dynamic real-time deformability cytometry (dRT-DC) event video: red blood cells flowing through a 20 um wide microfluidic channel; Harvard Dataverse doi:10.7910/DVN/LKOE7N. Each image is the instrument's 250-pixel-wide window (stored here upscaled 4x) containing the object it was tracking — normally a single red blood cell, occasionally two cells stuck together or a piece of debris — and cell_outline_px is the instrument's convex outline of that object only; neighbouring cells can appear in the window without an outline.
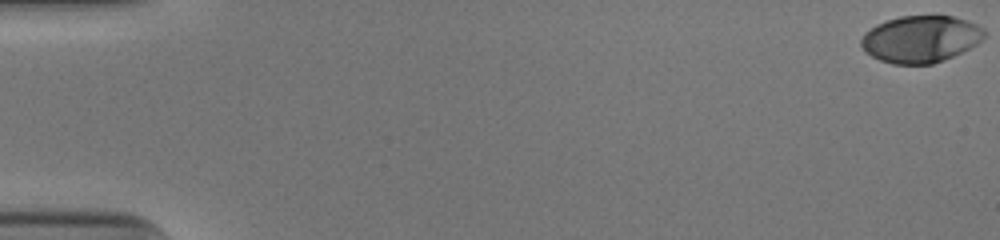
{"species": "human", "species_latin": "Homo sapiens", "temperature_condition": "cold", "stored_images_in_passage": 45, "camera_frame_rate_fps": 3000, "um_per_image_px": 0.085, "donor": {"sex": "male"}, "frame": {"image": 1, "passage_image": 1, "time_ms": 0.0, "image_size_px": [1000, 240], "cell_outline_px": [[984, 36], [980, 40], [968, 48], [952, 56], [932, 64], [892, 64], [880, 60], [872, 56], [860, 44], [860, 40], [864, 32], [876, 24], [900, 16], [952, 16], [968, 20], [984, 28]], "centroid_in_image_um": [78.23, 3.31], "position_along_channel_um": 6.8, "area_um2": 33.35}}
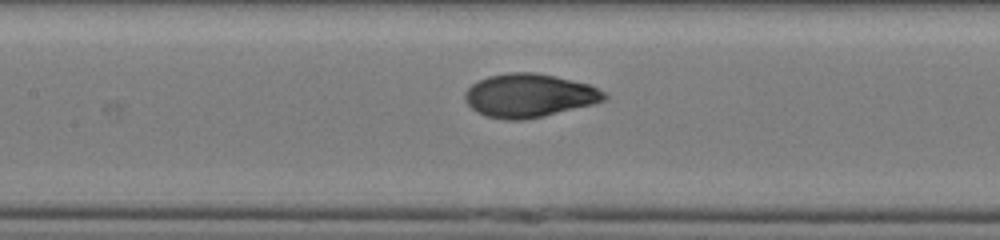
{"frame": {"image": 2, "passage_image": 26, "time_ms": 8.333, "image_size_px": [1000, 240], "cell_outline_px": [[608, 96], [604, 100], [592, 104], [544, 116], [524, 120], [504, 120], [484, 116], [476, 112], [464, 100], [464, 92], [472, 84], [488, 76], [508, 72], [536, 72], [556, 76], [588, 84], [604, 92]], "centroid_in_image_um": [44.94, 8.12], "position_along_channel_um": 162.5, "area_um2": 35.37}}
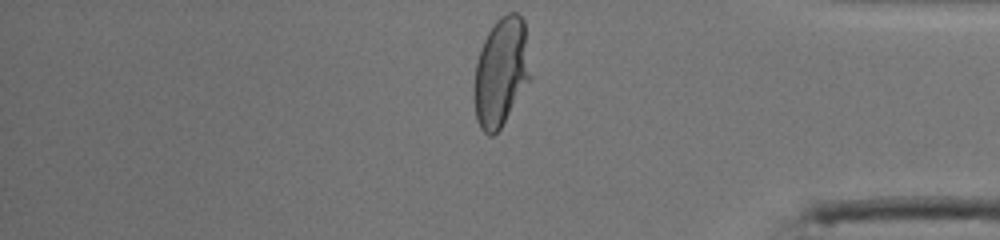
{"frame": {"image": 3, "passage_image": 45, "time_ms": 14.667, "image_size_px": [1000, 240], "cell_outline_px": [[532, 76], [500, 128], [492, 136], [488, 136], [480, 128], [476, 120], [476, 64], [484, 40], [488, 32], [496, 20], [500, 16], [508, 12], [516, 12], [524, 20]], "centroid_in_image_um": [42.63, 6.08], "position_along_channel_um": 392.6, "area_um2": 35.08}, "authors_computed_cell_mechanics": {"area_um2": 34.391, "velocity_mm_per_s": 3.9653, "shape_relaxation_time_tau1_ms": 4.346, "shape_relaxation_time_tau2_ms": null, "deformation_change_tau1": 0.2195, "deformation_change_tau2": null}}